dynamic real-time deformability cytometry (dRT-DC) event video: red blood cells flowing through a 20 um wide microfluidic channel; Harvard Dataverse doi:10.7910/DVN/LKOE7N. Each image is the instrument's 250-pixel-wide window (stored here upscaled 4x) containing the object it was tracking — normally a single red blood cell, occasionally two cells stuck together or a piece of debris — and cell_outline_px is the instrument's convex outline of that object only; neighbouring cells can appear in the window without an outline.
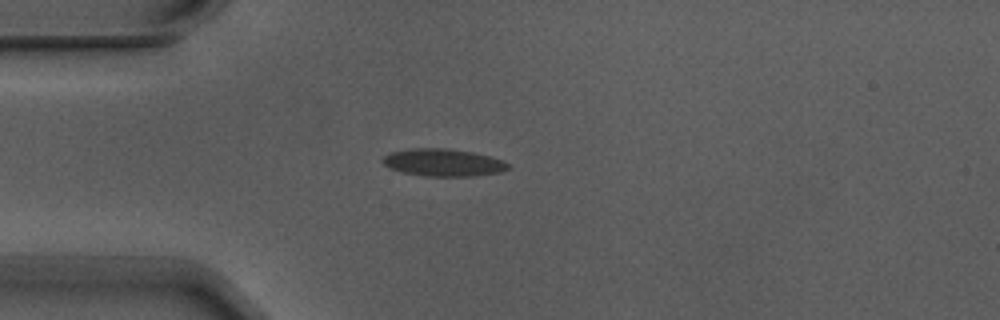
{"species": "Egyptian fruit bat (a non-hibernating species)", "species_latin": "Rousettus aegyptiacus", "temperature_condition": "warm", "stored_images_in_passage": 5, "camera_frame_rate_fps": 3000, "um_per_image_px": 0.085, "animal": {"sex": "male"}, "frame": {"image": 1, "passage_image": 3, "time_ms": 0.667, "image_size_px": [1000, 320], "cell_outline_px": [[512, 168], [500, 172], [472, 176], [428, 176], [404, 172], [392, 168], [384, 164], [380, 160], [384, 156], [392, 152], [412, 148], [444, 148], [472, 152], [504, 160]], "centroid_in_image_um": [37.71, 13.81], "position_along_channel_um": 47.3, "area_um2": 19.83}}